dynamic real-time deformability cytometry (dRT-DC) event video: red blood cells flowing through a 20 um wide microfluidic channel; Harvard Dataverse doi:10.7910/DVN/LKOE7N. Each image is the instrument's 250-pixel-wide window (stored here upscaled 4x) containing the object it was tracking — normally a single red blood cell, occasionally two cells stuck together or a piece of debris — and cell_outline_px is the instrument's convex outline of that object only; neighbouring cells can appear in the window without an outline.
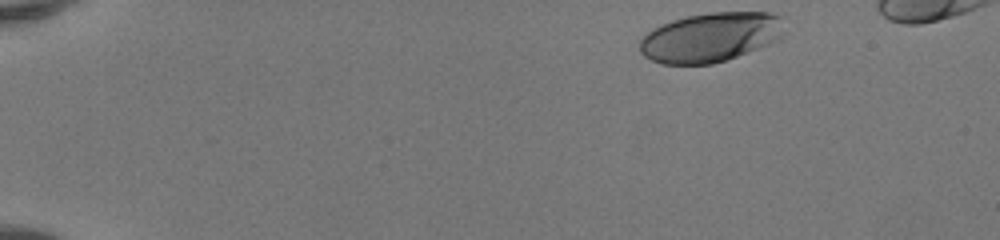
{"species": "human", "species_latin": "Homo sapiens", "temperature_condition": "room temperature", "stored_images_in_passage": 44, "camera_frame_rate_fps": 3000, "um_per_image_px": 0.085, "donor": {"sex": "female"}, "frame": {"image": 1, "passage_image": 1, "time_ms": 0.0, "image_size_px": [1000, 240], "cell_outline_px": [[784, 36], [768, 44], [736, 56], [712, 64], [664, 64], [652, 60], [644, 56], [640, 52], [640, 40], [652, 28], [672, 20], [688, 16], [708, 12], [768, 12], [784, 16]], "centroid_in_image_um": [60.43, 3.14], "position_along_channel_um": 24.6, "area_um2": 41.73}}
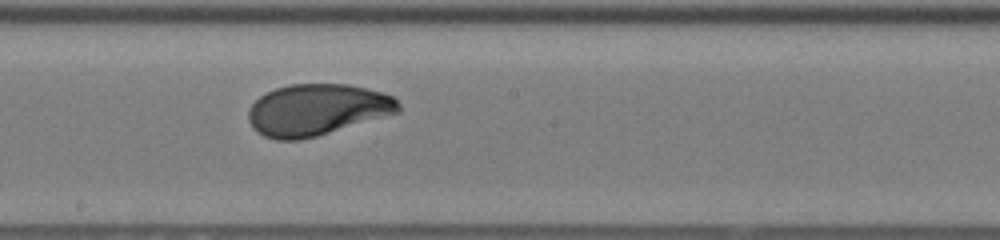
{"frame": {"image": 2, "passage_image": 24, "time_ms": 7.667, "image_size_px": [1000, 240], "cell_outline_px": [[400, 112], [316, 136], [300, 140], [276, 140], [264, 136], [256, 132], [252, 128], [248, 120], [248, 108], [260, 96], [276, 88], [288, 84], [348, 84], [368, 88], [392, 96], [400, 104]], "centroid_in_image_um": [26.92, 9.33], "position_along_channel_um": 221.3, "area_um2": 45.03}}
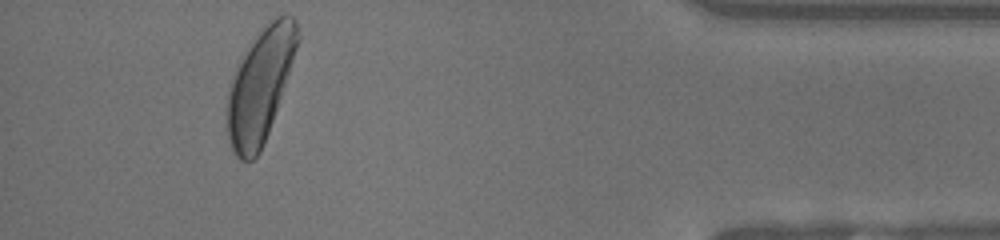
{"frame": {"image": 3, "passage_image": 41, "time_ms": 13.333, "image_size_px": [1000, 240], "cell_outline_px": [[300, 40], [264, 144], [260, 152], [252, 160], [240, 160], [236, 156], [228, 140], [224, 112], [224, 108], [228, 84], [240, 60], [252, 40], [276, 16], [284, 12], [292, 16], [296, 20], [300, 36]], "centroid_in_image_um": [22.07, 7.28], "position_along_channel_um": 413.1, "area_um2": 46.7}}